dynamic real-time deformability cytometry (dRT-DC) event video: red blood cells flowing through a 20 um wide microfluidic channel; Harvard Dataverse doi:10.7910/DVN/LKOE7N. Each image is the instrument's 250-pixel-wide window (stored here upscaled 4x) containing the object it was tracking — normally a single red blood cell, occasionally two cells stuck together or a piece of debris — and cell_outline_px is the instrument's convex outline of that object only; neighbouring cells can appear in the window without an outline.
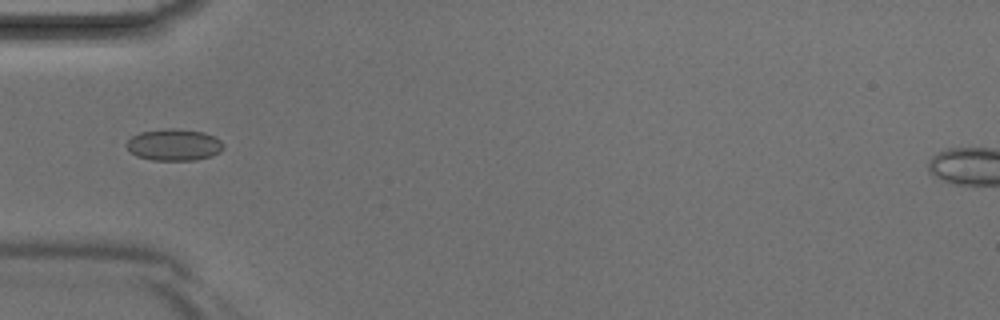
{"species": "Egyptian fruit bat (a non-hibernating species)", "species_latin": "Rousettus aegyptiacus", "temperature_condition": "room temperature", "stored_images_in_passage": 3, "camera_frame_rate_fps": 3000, "um_per_image_px": 0.085, "animal": {"sex": "male"}, "frame": {"image": 1, "passage_image": 3, "time_ms": 0.667, "image_size_px": [1000, 320], "cell_outline_px": [[224, 148], [220, 152], [212, 156], [196, 160], [152, 160], [136, 156], [124, 144], [132, 136], [140, 132], [164, 128], [176, 128], [204, 132], [220, 140], [224, 144]], "centroid_in_image_um": [14.79, 12.3], "position_along_channel_um": 70.2, "area_um2": 18.03}}